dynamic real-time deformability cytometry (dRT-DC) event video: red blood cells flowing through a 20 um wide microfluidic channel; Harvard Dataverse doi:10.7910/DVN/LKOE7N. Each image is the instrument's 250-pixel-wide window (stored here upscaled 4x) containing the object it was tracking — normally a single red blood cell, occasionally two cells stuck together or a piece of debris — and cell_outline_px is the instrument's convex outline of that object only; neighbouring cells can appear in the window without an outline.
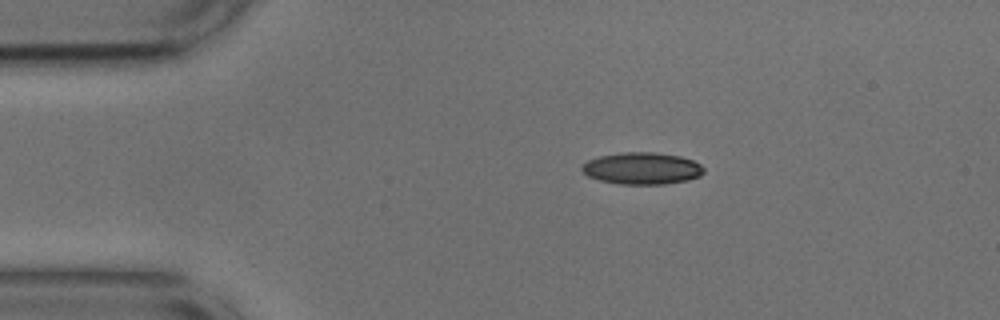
{"species": "common noctule bat (a hibernating species)", "species_latin": "Nyctalus noctula", "temperature_condition": "cold", "stored_images_in_passage": 45, "camera_frame_rate_fps": 3000, "um_per_image_px": 0.085, "animal": {"sex": "male", "body_mass_g": 17.9, "forearm_length_mm": 54.2}, "frame": {"image": 1, "passage_image": 1, "time_ms": 0.0, "image_size_px": [1000, 320], "cell_outline_px": [[700, 172], [696, 176], [680, 180], [648, 184], [636, 184], [604, 180], [592, 176], [584, 172], [584, 164], [592, 160], [608, 156], [672, 156], [692, 160], [700, 168]], "centroid_in_image_um": [54.56, 14.37], "position_along_channel_um": 30.4, "area_um2": 19.13}}
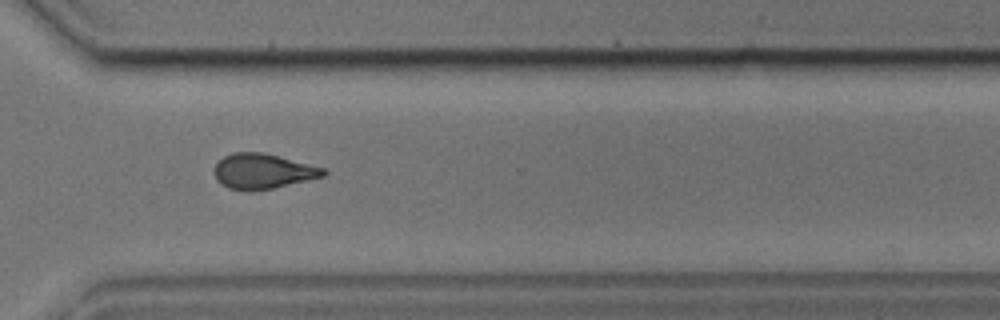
{"frame": {"image": 2, "passage_image": 30, "time_ms": 9.667, "image_size_px": [1000, 320], "cell_outline_px": [[324, 172], [320, 176], [268, 188], [232, 188], [224, 184], [216, 176], [216, 164], [220, 160], [228, 156], [240, 152], [252, 152], [276, 156], [324, 168]], "centroid_in_image_um": [22.33, 14.52], "position_along_channel_um": 348.3, "area_um2": 20.23}}
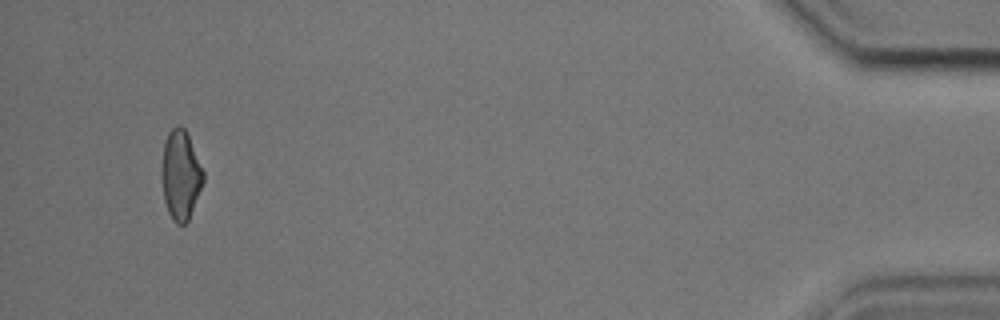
{"frame": {"image": 3, "passage_image": 42, "time_ms": 13.667, "image_size_px": [1000, 320], "cell_outline_px": [[204, 180], [188, 220], [184, 224], [180, 224], [172, 216], [168, 208], [164, 192], [164, 148], [168, 136], [176, 128], [184, 128], [188, 136], [204, 172]], "centroid_in_image_um": [15.42, 14.9], "position_along_channel_um": 419.8, "area_um2": 19.88}, "authors_computed_cell_mechanics": {"area_um2": 19.7098, "velocity_mm_per_s": 3.7335, "shape_relaxation_time_tau1_ms": null, "shape_relaxation_time_tau2_ms": 3.4228, "deformation_change_tau1": null, "deformation_change_tau2": 0.1071}}